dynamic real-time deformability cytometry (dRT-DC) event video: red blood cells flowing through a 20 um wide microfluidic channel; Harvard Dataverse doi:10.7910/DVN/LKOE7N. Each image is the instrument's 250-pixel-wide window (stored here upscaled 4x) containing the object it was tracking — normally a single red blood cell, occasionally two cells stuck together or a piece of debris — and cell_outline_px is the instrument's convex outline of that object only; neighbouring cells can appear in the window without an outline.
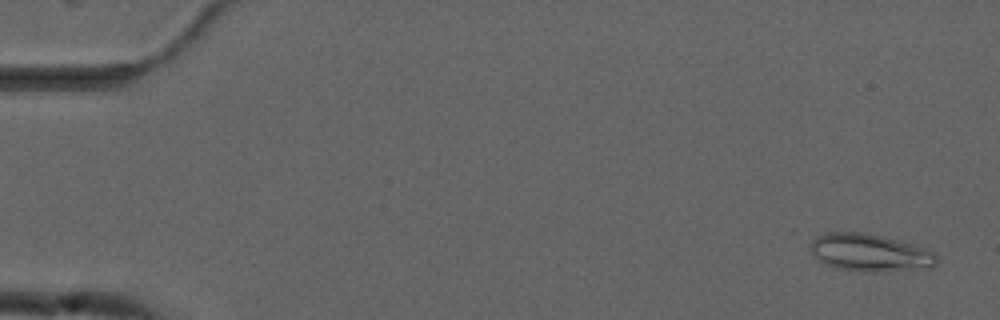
{"species": "common noctule bat (a hibernating species)", "species_latin": "Nyctalus noctula", "temperature_condition": "cold", "stored_images_in_passage": 56, "camera_frame_rate_fps": 3000, "um_per_image_px": 0.085, "animal": {"sex": "male", "forearm_length_mm": 52.5}, "frame": {"image": 1, "passage_image": 3, "time_ms": 0.667, "image_size_px": [1000, 320], "cell_outline_px": [[940, 260], [932, 268], [872, 272], [864, 272], [836, 268], [820, 260], [792, 232], [864, 232], [884, 236], [912, 244], [936, 252]], "centroid_in_image_um": [73.69, 21.4], "position_along_channel_um": 11.3, "area_um2": 29.48}}
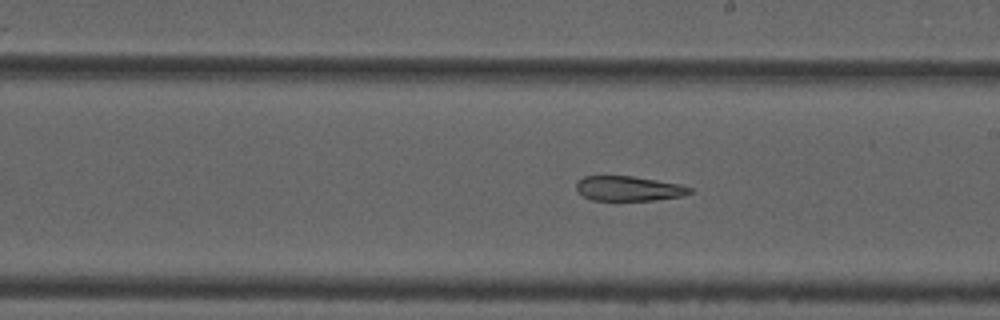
{"frame": {"image": 2, "passage_image": 32, "time_ms": 10.333, "image_size_px": [1000, 320], "cell_outline_px": [[692, 192], [680, 196], [652, 200], [592, 200], [584, 196], [576, 188], [576, 184], [584, 176], [632, 176], [680, 184], [692, 188]], "centroid_in_image_um": [53.44, 16.02], "position_along_channel_um": 235.6, "area_um2": 16.13}}
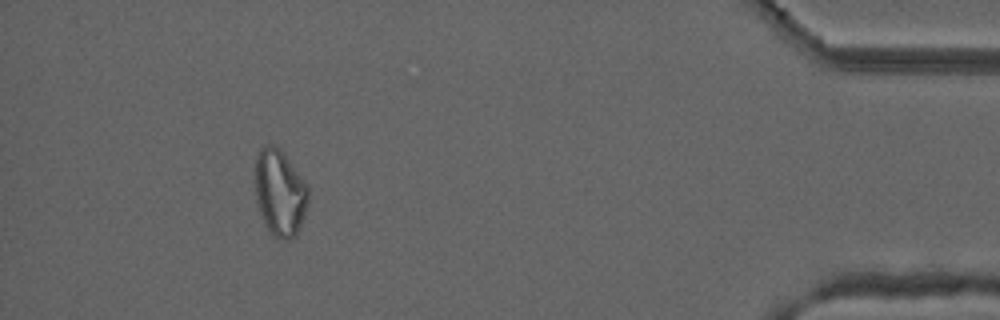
{"frame": {"image": 3, "passage_image": 51, "time_ms": 16.667, "image_size_px": [1000, 320], "cell_outline_px": [[308, 200], [304, 216], [296, 236], [288, 240], [276, 240], [272, 236], [264, 224], [256, 200], [256, 156], [260, 148], [268, 144], [276, 144], [284, 152], [308, 184]], "centroid_in_image_um": [23.8, 16.38], "position_along_channel_um": 411.4, "area_um2": 27.22}, "authors_computed_cell_mechanics": {"area_um2": 23.4379, "velocity_mm_per_s": 3.6936, "shape_relaxation_time_tau1_ms": null, "shape_relaxation_time_tau2_ms": 8.6403, "deformation_change_tau1": null, "deformation_change_tau2": 0.207}}